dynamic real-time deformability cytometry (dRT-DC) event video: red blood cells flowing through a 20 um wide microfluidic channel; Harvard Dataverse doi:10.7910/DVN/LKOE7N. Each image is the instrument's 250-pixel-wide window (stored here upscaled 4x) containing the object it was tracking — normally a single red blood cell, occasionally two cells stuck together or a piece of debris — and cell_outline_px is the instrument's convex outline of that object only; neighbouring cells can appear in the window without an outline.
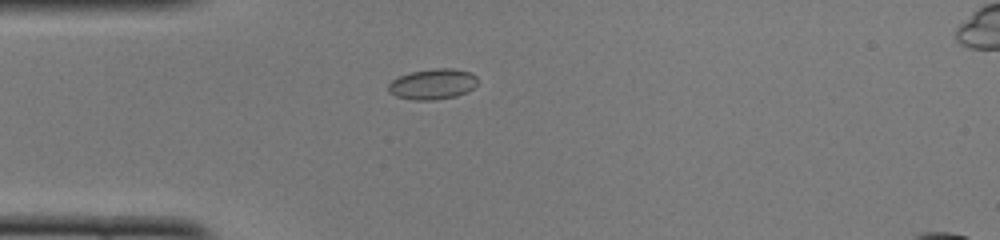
{"species": "common noctule bat (a hibernating species)", "species_latin": "Nyctalus noctula", "temperature_condition": "cold", "stored_images_in_passage": 33, "camera_frame_rate_fps": 3000, "um_per_image_px": 0.085, "animal": {"sex": "female", "body_mass_g": 22.0, "forearm_length_mm": 56.7}, "frame": {"image": 1, "passage_image": 2, "time_ms": 0.333, "image_size_px": [1000, 240], "cell_outline_px": [[476, 84], [468, 92], [456, 96], [432, 100], [412, 100], [396, 96], [388, 92], [388, 84], [392, 80], [400, 76], [412, 72], [436, 68], [452, 68], [472, 72], [476, 76]], "centroid_in_image_um": [36.78, 7.15], "position_along_channel_um": 48.2, "area_um2": 15.9}}
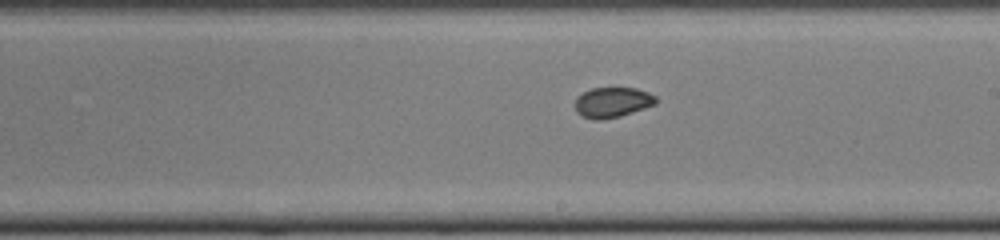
{"frame": {"image": 2, "passage_image": 17, "time_ms": 5.333, "image_size_px": [1000, 240], "cell_outline_px": [[656, 104], [620, 116], [600, 120], [596, 120], [580, 116], [576, 112], [576, 96], [592, 88], [636, 88], [648, 92], [656, 96]], "centroid_in_image_um": [52.04, 8.7], "position_along_channel_um": 237.0, "area_um2": 14.22}}
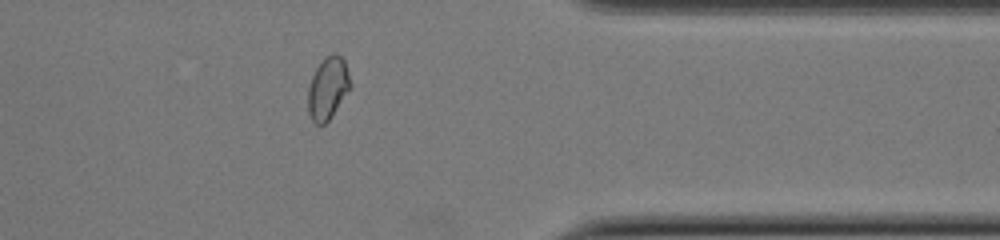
{"frame": {"image": 3, "passage_image": 29, "time_ms": 9.333, "image_size_px": [1000, 240], "cell_outline_px": [[348, 88], [328, 120], [324, 124], [316, 124], [312, 120], [308, 112], [308, 88], [312, 76], [316, 68], [324, 56], [332, 52], [336, 52], [344, 60], [348, 72]], "centroid_in_image_um": [27.81, 7.44], "position_along_channel_um": 383.6, "area_um2": 14.8}}